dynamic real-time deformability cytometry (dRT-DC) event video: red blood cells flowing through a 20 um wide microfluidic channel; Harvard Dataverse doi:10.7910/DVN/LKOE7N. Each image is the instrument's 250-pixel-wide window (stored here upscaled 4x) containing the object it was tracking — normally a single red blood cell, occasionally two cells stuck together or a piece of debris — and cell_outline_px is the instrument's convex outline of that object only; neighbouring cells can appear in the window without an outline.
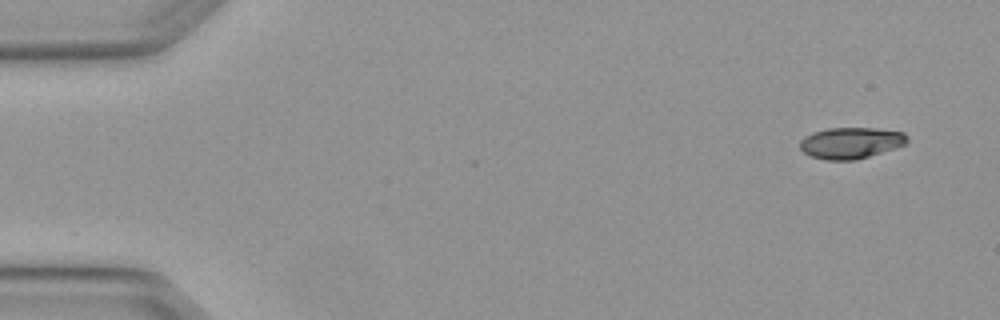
{"species": "Egyptian fruit bat (a non-hibernating species)", "species_latin": "Rousettus aegyptiacus", "temperature_condition": "warm", "stored_images_in_passage": 4, "camera_frame_rate_fps": 3000, "um_per_image_px": 0.085, "animal": {"sex": "female"}, "frame": {"image": 1, "passage_image": 1, "time_ms": 0.0, "image_size_px": [1000, 320], "cell_outline_px": [[908, 140], [904, 144], [856, 160], [828, 160], [812, 156], [804, 152], [800, 148], [800, 140], [804, 136], [812, 132], [828, 128], [876, 128], [904, 132], [908, 136]], "centroid_in_image_um": [72.29, 12.13], "position_along_channel_um": 12.7, "area_um2": 19.36}}